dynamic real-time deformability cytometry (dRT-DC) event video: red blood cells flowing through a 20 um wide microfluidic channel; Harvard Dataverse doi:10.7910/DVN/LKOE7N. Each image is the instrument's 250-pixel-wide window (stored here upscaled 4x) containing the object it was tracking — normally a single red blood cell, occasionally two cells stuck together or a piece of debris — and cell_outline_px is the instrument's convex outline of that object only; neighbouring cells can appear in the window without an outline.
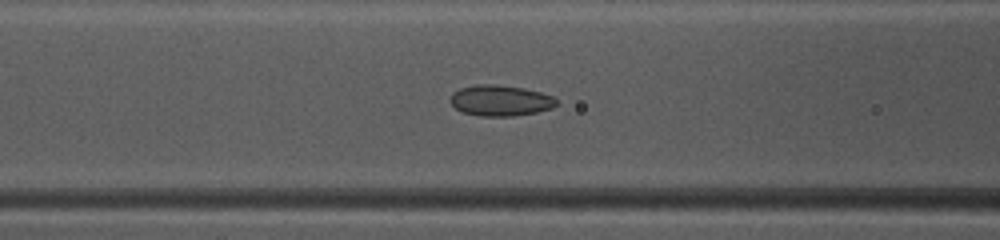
{"species": "common noctule bat (a hibernating species)", "species_latin": "Nyctalus noctula", "temperature_condition": "warm", "stored_images_in_passage": 42, "camera_frame_rate_fps": 3000, "um_per_image_px": 0.085, "animal": {"sex": "female", "body_mass_g": 10.0, "forearm_length_mm": 53.1}, "frame": {"image": 1, "passage_image": 14, "time_ms": 4.333, "image_size_px": [1000, 240], "cell_outline_px": [[556, 104], [552, 108], [536, 112], [512, 116], [480, 116], [460, 112], [448, 100], [452, 92], [460, 88], [476, 84], [496, 84], [524, 88], [540, 92], [552, 96], [556, 100]], "centroid_in_image_um": [42.47, 8.54], "position_along_channel_um": 124.1, "area_um2": 19.19}}
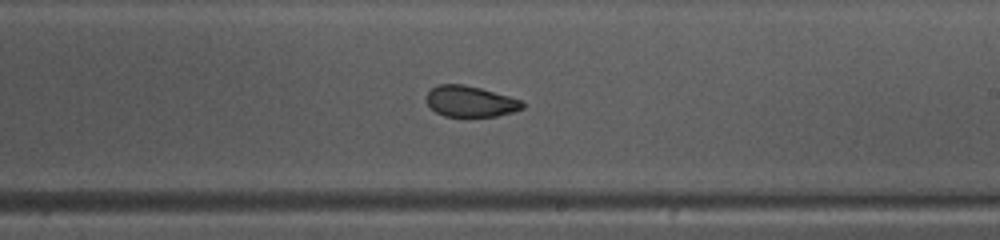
{"frame": {"image": 2, "passage_image": 23, "time_ms": 7.333, "image_size_px": [1000, 240], "cell_outline_px": [[524, 108], [512, 112], [496, 116], [444, 116], [436, 112], [428, 104], [428, 92], [436, 84], [464, 84], [480, 88], [508, 96], [520, 100], [524, 104]], "centroid_in_image_um": [39.98, 8.61], "position_along_channel_um": 249.0, "area_um2": 17.05}}
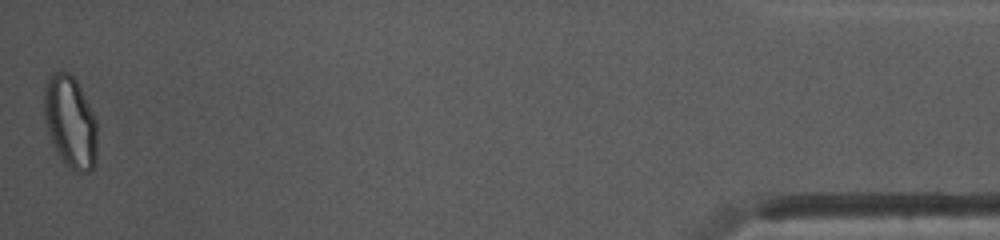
{"frame": {"image": 3, "passage_image": 42, "time_ms": 13.667, "image_size_px": [1000, 240], "cell_outline_px": [[96, 164], [88, 172], [76, 172], [68, 168], [52, 144], [44, 120], [44, 92], [48, 80], [56, 72], [68, 72], [76, 80], [96, 120]], "centroid_in_image_um": [5.97, 10.42], "position_along_channel_um": 429.2, "area_um2": 28.15}, "authors_computed_cell_mechanics": {"area_um2": 19.5653, "velocity_mm_per_s": 4.1478, "shape_relaxation_time_tau1_ms": 11.0199, "shape_relaxation_time_tau2_ms": 1.5382, "deformation_change_tau1": 0.1841, "deformation_change_tau2": 0.0716}}